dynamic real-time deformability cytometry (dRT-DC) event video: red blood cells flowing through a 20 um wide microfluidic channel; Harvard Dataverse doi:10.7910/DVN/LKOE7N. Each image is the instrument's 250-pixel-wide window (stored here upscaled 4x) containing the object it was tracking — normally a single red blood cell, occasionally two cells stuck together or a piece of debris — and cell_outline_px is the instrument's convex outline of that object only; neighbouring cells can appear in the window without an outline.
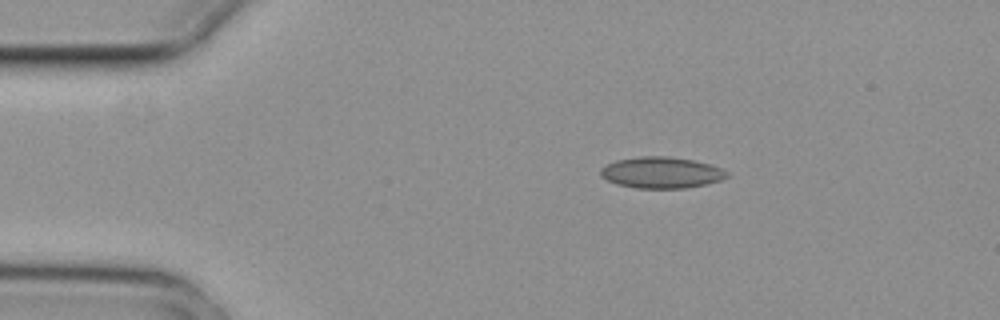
{"species": "common noctule bat (a hibernating species)", "species_latin": "Nyctalus noctula", "temperature_condition": "cold", "stored_images_in_passage": 4, "camera_frame_rate_fps": 3000, "um_per_image_px": 0.085, "animal": {"sex": "female", "body_mass_g": 29.2, "forearm_length_mm": 56.3}, "frame": {"image": 1, "passage_image": 2, "time_ms": 0.333, "image_size_px": [1000, 320], "cell_outline_px": [[728, 176], [720, 180], [704, 184], [684, 188], [636, 188], [616, 184], [600, 176], [600, 168], [616, 160], [640, 156], [668, 156], [692, 160], [708, 164], [720, 168], [728, 172]], "centroid_in_image_um": [56.17, 14.67], "position_along_channel_um": 28.8, "area_um2": 22.83}}